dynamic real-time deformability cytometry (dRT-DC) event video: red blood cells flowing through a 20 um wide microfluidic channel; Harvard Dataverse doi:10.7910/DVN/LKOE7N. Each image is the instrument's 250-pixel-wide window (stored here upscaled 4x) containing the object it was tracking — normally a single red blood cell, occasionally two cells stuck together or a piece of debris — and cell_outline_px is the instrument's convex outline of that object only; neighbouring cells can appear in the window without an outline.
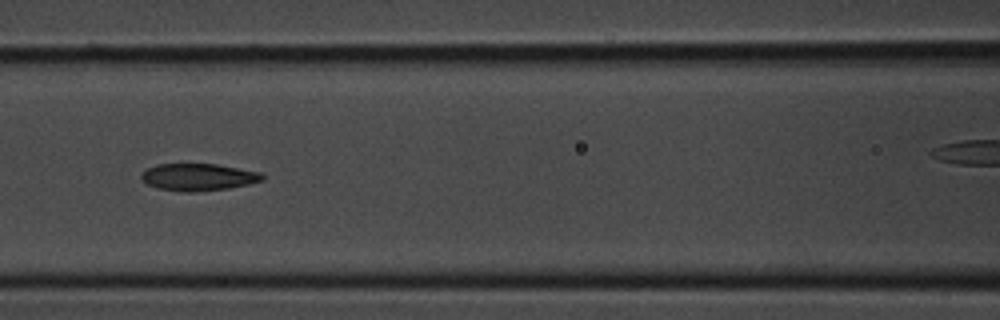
{"species": "common noctule bat (a hibernating species)", "species_latin": "Nyctalus noctula", "temperature_condition": "room temperature", "stored_images_in_passage": 16, "camera_frame_rate_fps": 3000, "um_per_image_px": 0.085, "animal": {"sex": "male", "body_mass_g": 20.1, "forearm_length_mm": 53.5}, "frame": {"image": 1, "passage_image": 5, "time_ms": 1.333, "image_size_px": [1000, 320], "cell_outline_px": [[264, 180], [248, 184], [228, 188], [196, 192], [180, 192], [156, 188], [148, 184], [140, 176], [148, 168], [156, 164], [216, 164], [260, 172], [264, 176]], "centroid_in_image_um": [16.86, 15.06], "position_along_channel_um": 149.7, "area_um2": 19.07}}
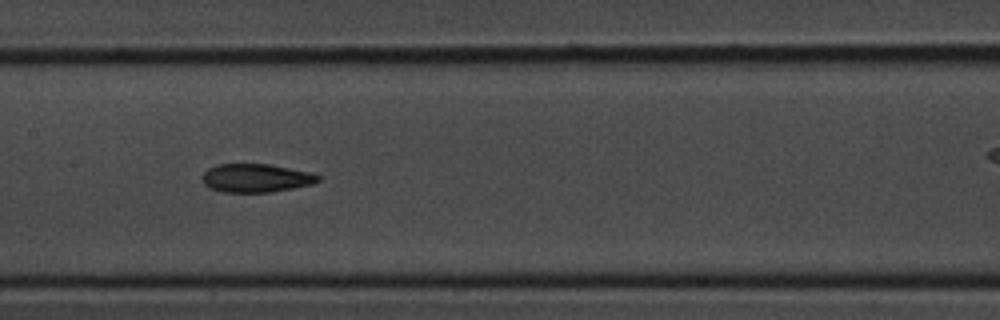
{"frame": {"image": 2, "passage_image": 7, "time_ms": 2.0, "image_size_px": [1000, 320], "cell_outline_px": [[320, 180], [312, 184], [272, 192], [224, 192], [208, 188], [204, 184], [200, 176], [208, 168], [216, 164], [268, 164], [308, 172], [320, 176]], "centroid_in_image_um": [21.69, 15.13], "position_along_channel_um": 185.7, "area_um2": 19.19}}